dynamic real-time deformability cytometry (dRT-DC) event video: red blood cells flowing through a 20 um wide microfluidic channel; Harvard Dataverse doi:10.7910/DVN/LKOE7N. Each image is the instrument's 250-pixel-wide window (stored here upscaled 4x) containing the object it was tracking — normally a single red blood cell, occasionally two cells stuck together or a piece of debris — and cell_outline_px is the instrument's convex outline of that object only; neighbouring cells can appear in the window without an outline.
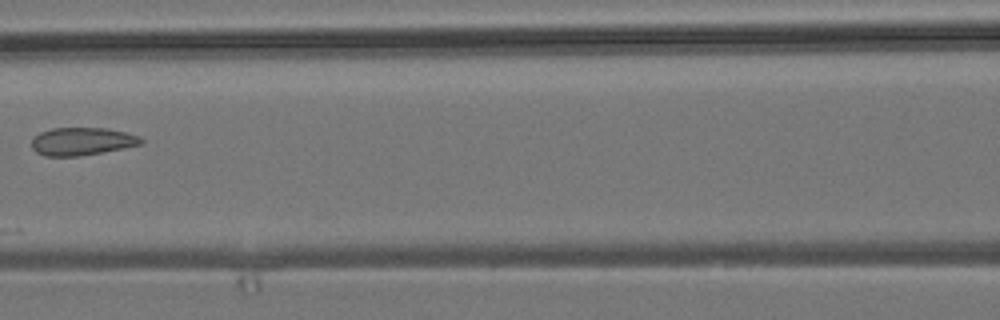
{"species": "common noctule bat (a hibernating species)", "species_latin": "Nyctalus noctula", "temperature_condition": "room temperature", "stored_images_in_passage": 7, "camera_frame_rate_fps": 3000, "um_per_image_px": 0.085, "animal": {"sex": "male", "body_mass_g": 19.2, "forearm_length_mm": 51.8}, "frame": {"image": 1, "passage_image": 6, "time_ms": 6.0, "image_size_px": [1000, 320], "cell_outline_px": [[144, 144], [124, 148], [80, 156], [44, 156], [36, 152], [32, 148], [32, 140], [40, 132], [52, 128], [108, 128], [140, 136], [144, 140]], "centroid_in_image_um": [7.0, 12.02], "position_along_channel_um": 159.6, "area_um2": 17.8}}
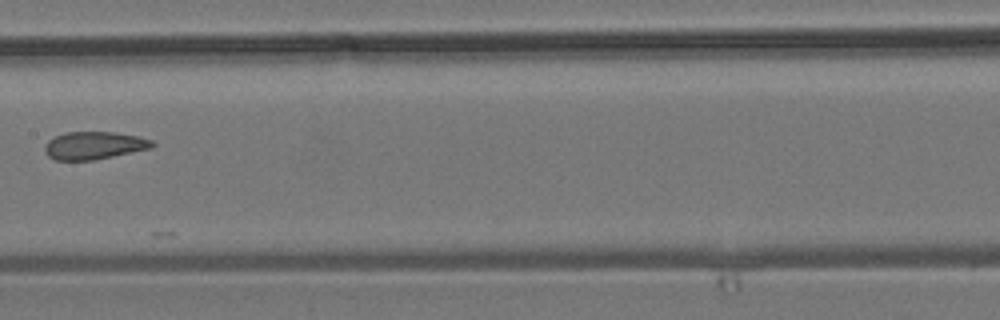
{"frame": {"image": 2, "passage_image": 7, "time_ms": 7.0, "image_size_px": [1000, 320], "cell_outline_px": [[156, 144], [152, 148], [92, 160], [56, 160], [48, 156], [44, 152], [44, 144], [48, 140], [56, 136], [68, 132], [112, 132], [136, 136], [152, 140]], "centroid_in_image_um": [7.97, 12.37], "position_along_channel_um": 199.4, "area_um2": 17.22}}